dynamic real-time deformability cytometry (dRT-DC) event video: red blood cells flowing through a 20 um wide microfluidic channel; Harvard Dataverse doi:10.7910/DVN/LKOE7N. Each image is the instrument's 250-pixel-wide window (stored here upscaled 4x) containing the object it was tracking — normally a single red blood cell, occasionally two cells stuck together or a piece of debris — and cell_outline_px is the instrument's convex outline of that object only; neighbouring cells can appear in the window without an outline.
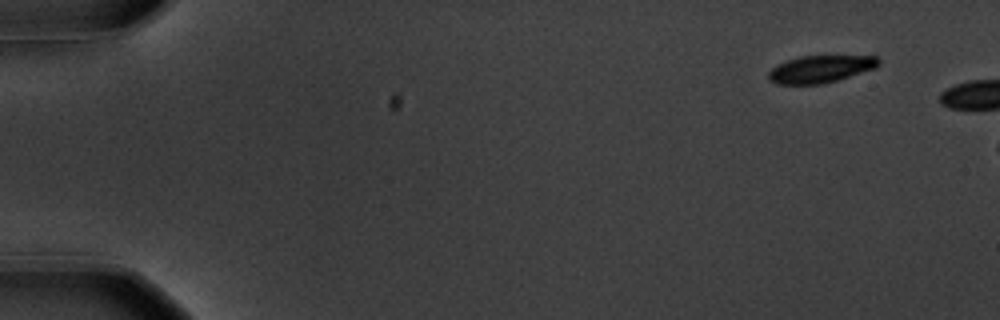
{"species": "common noctule bat (a hibernating species)", "species_latin": "Nyctalus noctula", "temperature_condition": "warm", "stored_images_in_passage": 4, "camera_frame_rate_fps": 3000, "um_per_image_px": 0.085, "animal": {"sex": "male", "body_mass_g": 20.1, "forearm_length_mm": 53.5}, "frame": {"image": 1, "passage_image": 1, "time_ms": 0.0, "image_size_px": [1000, 320], "cell_outline_px": [[880, 64], [876, 68], [836, 80], [820, 84], [776, 84], [768, 76], [768, 72], [776, 64], [800, 56], [876, 56], [880, 60]], "centroid_in_image_um": [69.74, 5.86], "position_along_channel_um": 15.3, "area_um2": 17.34}}